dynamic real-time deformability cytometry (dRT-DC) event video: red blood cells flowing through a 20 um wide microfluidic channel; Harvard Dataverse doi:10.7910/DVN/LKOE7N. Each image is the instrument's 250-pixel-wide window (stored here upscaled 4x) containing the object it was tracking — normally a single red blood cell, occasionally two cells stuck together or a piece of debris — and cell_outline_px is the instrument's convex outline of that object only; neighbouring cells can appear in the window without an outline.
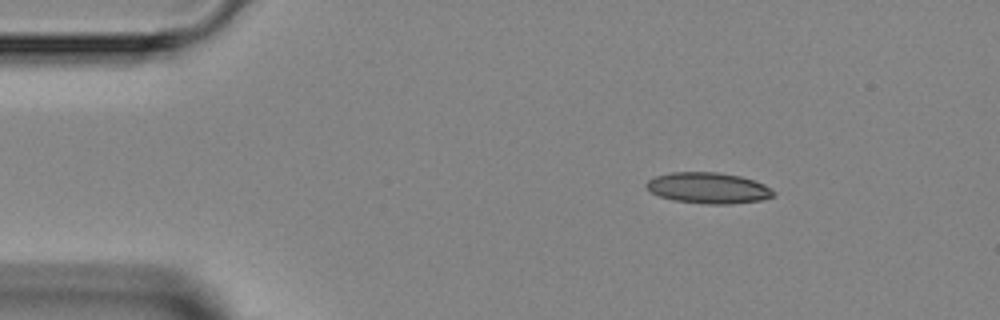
{"species": "Egyptian fruit bat (a non-hibernating species)", "species_latin": "Rousettus aegyptiacus", "temperature_condition": "room temperature", "stored_images_in_passage": 4, "camera_frame_rate_fps": 3000, "um_per_image_px": 0.085, "animal": {"sex": "female"}, "frame": {"image": 1, "passage_image": 2, "time_ms": 2.0, "image_size_px": [1000, 320], "cell_outline_px": [[776, 192], [772, 196], [760, 200], [732, 204], [708, 204], [672, 200], [660, 196], [652, 192], [644, 184], [648, 180], [656, 176], [672, 172], [720, 172], [740, 176], [764, 184]], "centroid_in_image_um": [60.2, 15.97], "position_along_channel_um": 24.8, "area_um2": 22.83}}
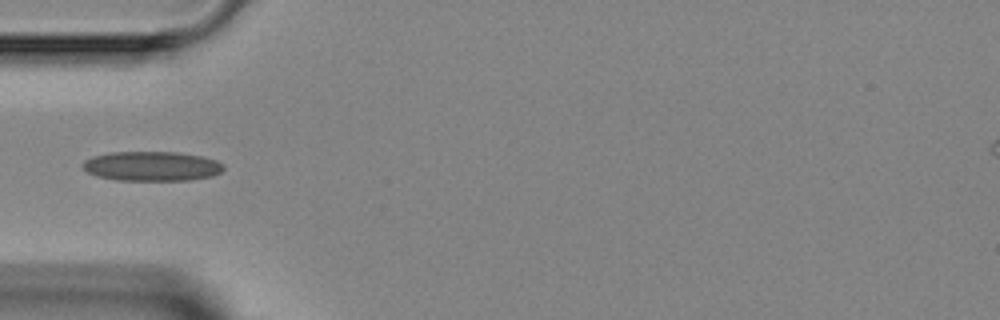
{"frame": {"image": 2, "passage_image": 4, "time_ms": 4.667, "image_size_px": [1000, 320], "cell_outline_px": [[224, 168], [220, 172], [212, 176], [192, 180], [116, 180], [96, 176], [88, 172], [84, 168], [84, 160], [92, 156], [112, 152], [176, 152], [200, 156], [216, 160], [224, 164]], "centroid_in_image_um": [12.91, 14.13], "position_along_channel_um": 72.1, "area_um2": 24.22}}